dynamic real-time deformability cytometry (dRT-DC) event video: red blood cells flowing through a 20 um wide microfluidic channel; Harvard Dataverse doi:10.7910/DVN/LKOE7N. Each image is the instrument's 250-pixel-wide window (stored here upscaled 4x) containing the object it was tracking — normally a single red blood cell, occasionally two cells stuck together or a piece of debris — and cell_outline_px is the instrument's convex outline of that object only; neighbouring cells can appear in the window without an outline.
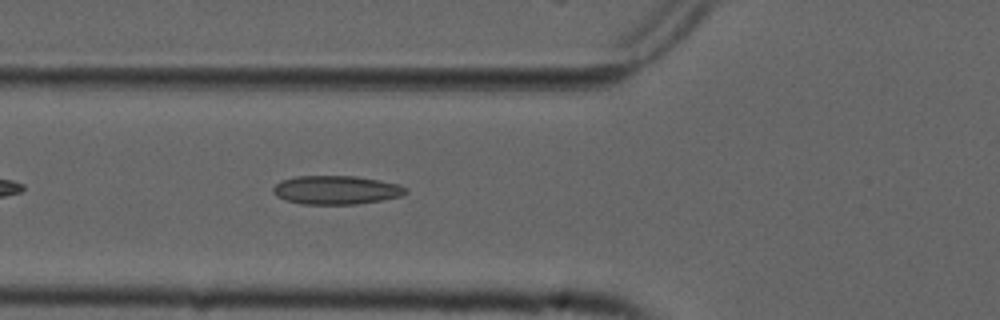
{"species": "common noctule bat (a hibernating species)", "species_latin": "Nyctalus noctula", "temperature_condition": "cold", "stored_images_in_passage": 35, "camera_frame_rate_fps": 3000, "um_per_image_px": 0.085, "animal": {"sex": "male", "forearm_length_mm": 52.5}, "frame": {"image": 1, "passage_image": 6, "time_ms": 1.667, "image_size_px": [1000, 320], "cell_outline_px": [[408, 192], [400, 196], [384, 200], [356, 204], [300, 204], [284, 200], [276, 196], [272, 192], [272, 188], [280, 180], [296, 176], [356, 176], [396, 184], [408, 188]], "centroid_in_image_um": [28.53, 16.15], "position_along_channel_um": 97.3, "area_um2": 22.25}}
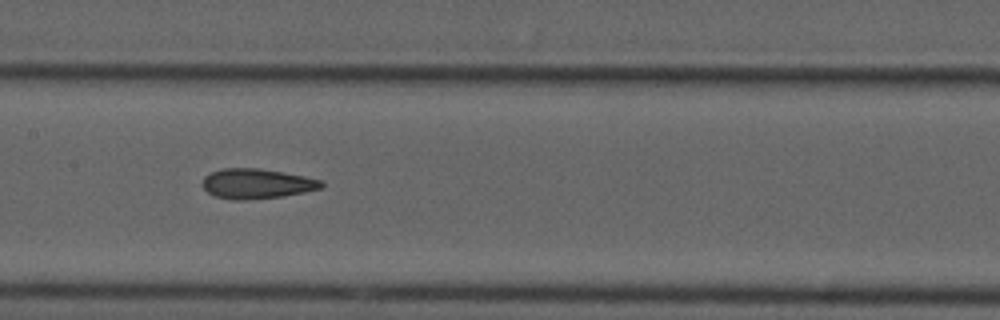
{"frame": {"image": 2, "passage_image": 13, "time_ms": 4.0, "image_size_px": [1000, 320], "cell_outline_px": [[324, 184], [320, 188], [304, 192], [284, 196], [240, 200], [232, 200], [216, 196], [208, 192], [200, 184], [204, 176], [212, 172], [224, 168], [256, 168], [304, 176], [320, 180]], "centroid_in_image_um": [21.77, 15.61], "position_along_channel_um": 185.6, "area_um2": 20.52}}
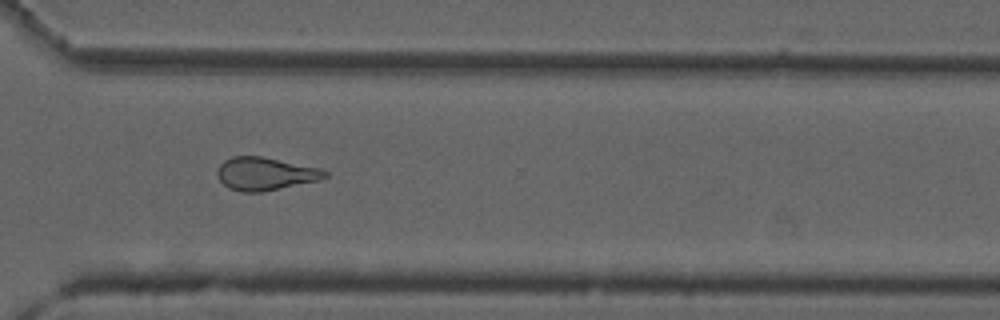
{"frame": {"image": 3, "passage_image": 26, "time_ms": 8.333, "image_size_px": [1000, 320], "cell_outline_px": [[328, 176], [320, 180], [260, 192], [240, 192], [228, 188], [220, 180], [216, 172], [220, 164], [224, 160], [232, 156], [260, 156], [320, 168], [328, 172]], "centroid_in_image_um": [22.53, 14.77], "position_along_channel_um": 348.1, "area_um2": 20.58}, "authors_computed_cell_mechanics": {"area_um2": 20.5768, "velocity_mm_per_s": 3.7565, "shape_relaxation_time_tau1_ms": null, "shape_relaxation_time_tau2_ms": 2.8449, "deformation_change_tau1": null, "deformation_change_tau2": 0.1068}}